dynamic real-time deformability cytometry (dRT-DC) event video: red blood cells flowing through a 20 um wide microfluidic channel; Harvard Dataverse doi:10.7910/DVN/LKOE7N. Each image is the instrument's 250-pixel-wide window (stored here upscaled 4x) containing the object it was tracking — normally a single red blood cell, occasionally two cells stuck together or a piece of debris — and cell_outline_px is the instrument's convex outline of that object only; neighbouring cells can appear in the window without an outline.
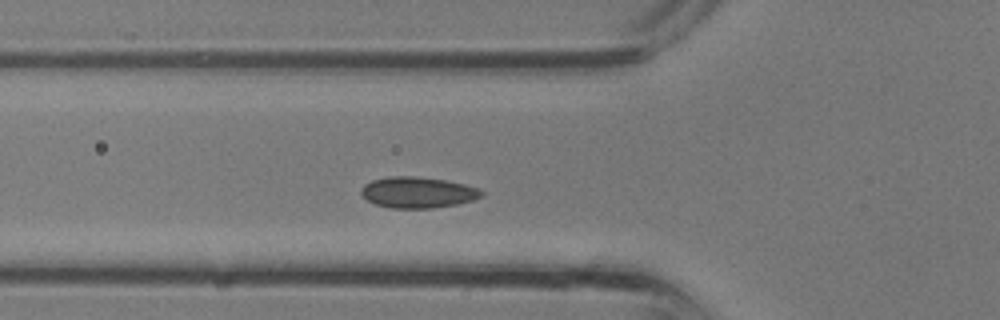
{"species": "common noctule bat (a hibernating species)", "species_latin": "Nyctalus noctula", "temperature_condition": "room temperature", "stored_images_in_passage": 26, "camera_frame_rate_fps": 3000, "um_per_image_px": 0.085, "animal": {"sex": "male", "body_mass_g": 13.3}, "frame": {"image": 1, "passage_image": 3, "time_ms": 0.667, "image_size_px": [1000, 320], "cell_outline_px": [[484, 196], [472, 200], [456, 204], [432, 208], [392, 208], [372, 204], [360, 192], [360, 188], [364, 184], [372, 180], [388, 176], [416, 176], [444, 180], [464, 184], [476, 188], [484, 192]], "centroid_in_image_um": [35.47, 16.35], "position_along_channel_um": 90.3, "area_um2": 21.79}}
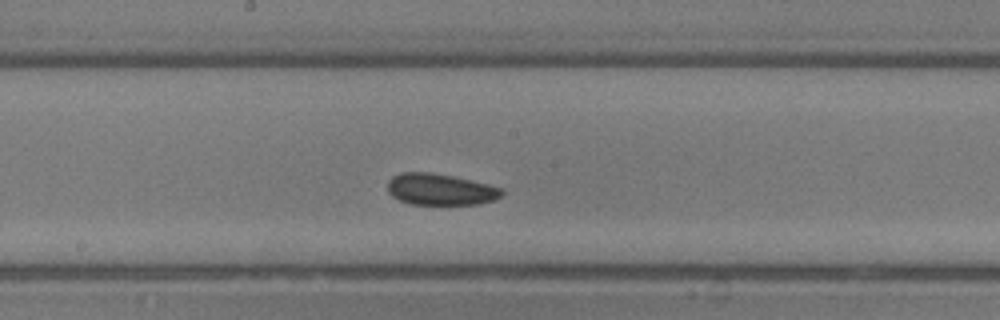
{"frame": {"image": 2, "passage_image": 9, "time_ms": 2.667, "image_size_px": [1000, 320], "cell_outline_px": [[504, 192], [500, 196], [492, 200], [480, 204], [408, 204], [392, 196], [388, 192], [388, 180], [392, 176], [400, 172], [432, 172], [472, 180], [504, 188]], "centroid_in_image_um": [37.41, 16.09], "position_along_channel_um": 210.8, "area_um2": 21.04}}
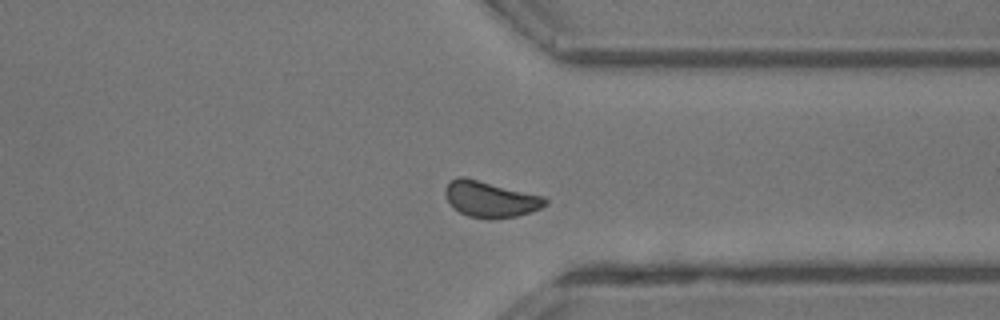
{"frame": {"image": 3, "passage_image": 17, "time_ms": 5.333, "image_size_px": [1000, 320], "cell_outline_px": [[548, 204], [540, 208], [516, 216], [468, 216], [460, 212], [448, 200], [444, 192], [444, 188], [456, 176], [464, 176], [544, 196], [548, 200]], "centroid_in_image_um": [41.69, 16.87], "position_along_channel_um": 369.7, "area_um2": 20.29}}